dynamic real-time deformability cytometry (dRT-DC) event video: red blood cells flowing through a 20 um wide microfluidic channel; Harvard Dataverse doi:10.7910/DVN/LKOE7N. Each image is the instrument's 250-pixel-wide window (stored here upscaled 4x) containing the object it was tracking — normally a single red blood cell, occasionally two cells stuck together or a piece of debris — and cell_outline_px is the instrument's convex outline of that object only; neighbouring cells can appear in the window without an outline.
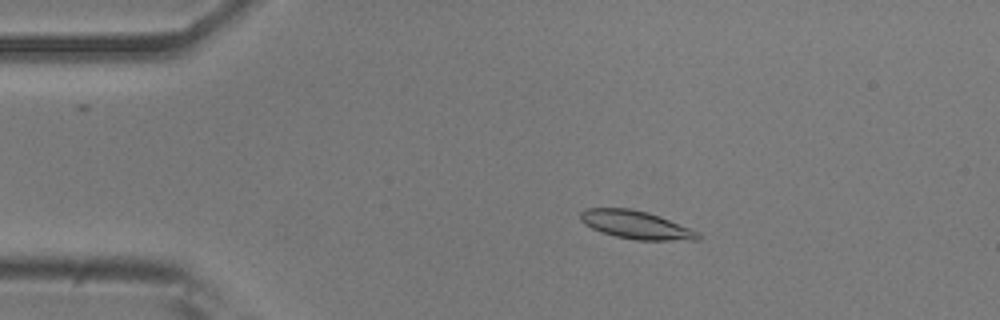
{"species": "common noctule bat (a hibernating species)", "species_latin": "Nyctalus noctula", "temperature_condition": "room temperature", "stored_images_in_passage": 18, "camera_frame_rate_fps": 3000, "um_per_image_px": 0.085, "animal": {"sex": "male", "body_mass_g": 20.5, "forearm_length_mm": 52.5}, "frame": {"image": 1, "passage_image": 10, "time_ms": 3.0, "image_size_px": [1000, 320], "cell_outline_px": [[704, 236], [700, 240], [636, 240], [616, 236], [592, 228], [584, 224], [580, 220], [580, 212], [584, 208], [632, 208], [648, 212], [700, 232]], "centroid_in_image_um": [54.09, 19.11], "position_along_channel_um": 30.9, "area_um2": 19.31}}
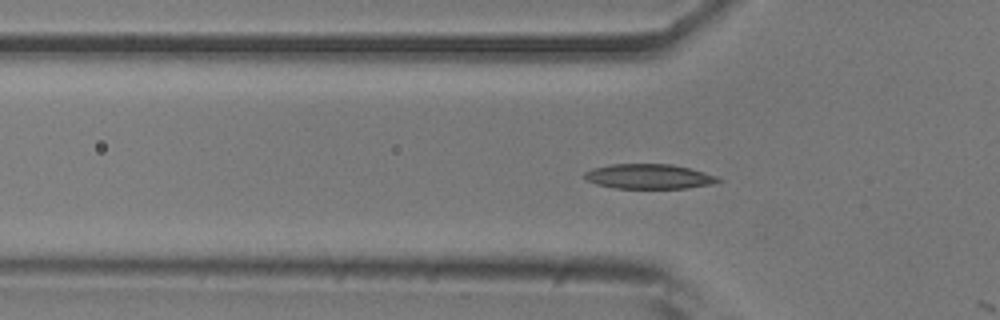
{"frame": {"image": 2, "passage_image": 17, "time_ms": 5.333, "image_size_px": [1000, 320], "cell_outline_px": [[724, 180], [716, 184], [688, 188], [616, 188], [596, 184], [588, 180], [584, 176], [584, 172], [592, 168], [608, 164], [672, 164], [704, 172], [716, 176]], "centroid_in_image_um": [55.19, 15.0], "position_along_channel_um": 70.6, "area_um2": 19.42}}